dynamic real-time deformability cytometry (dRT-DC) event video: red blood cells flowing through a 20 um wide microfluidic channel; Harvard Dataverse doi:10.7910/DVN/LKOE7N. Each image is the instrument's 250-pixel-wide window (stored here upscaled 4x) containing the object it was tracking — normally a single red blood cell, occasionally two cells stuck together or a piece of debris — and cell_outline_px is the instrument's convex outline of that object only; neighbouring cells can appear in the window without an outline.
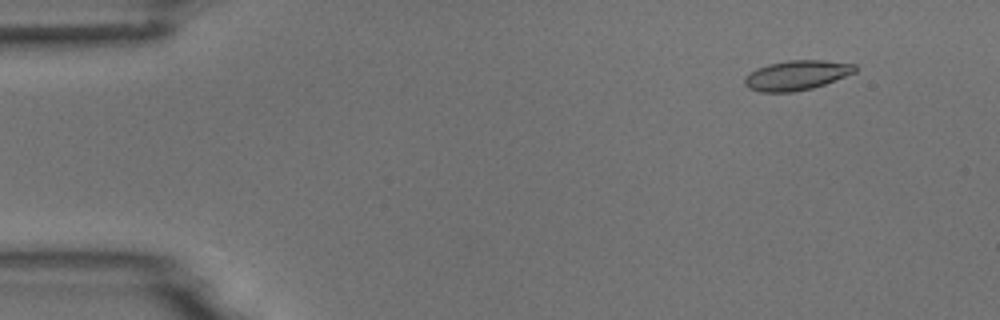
{"species": "common noctule bat (a hibernating species)", "species_latin": "Nyctalus noctula", "temperature_condition": "room temperature", "stored_images_in_passage": 4, "camera_frame_rate_fps": 3000, "um_per_image_px": 0.085, "animal": {"sex": "male", "body_mass_g": 18.8}, "frame": {"image": 1, "passage_image": 1, "time_ms": 0.0, "image_size_px": [1000, 320], "cell_outline_px": [[860, 68], [856, 72], [824, 84], [812, 88], [792, 92], [760, 92], [748, 88], [744, 84], [744, 76], [756, 68], [768, 64], [788, 60], [824, 60], [856, 64]], "centroid_in_image_um": [67.72, 6.39], "position_along_channel_um": 17.3, "area_um2": 19.31}}
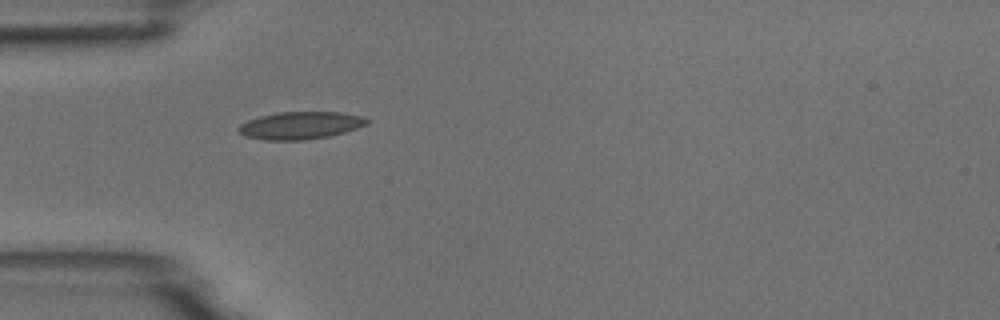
{"frame": {"image": 2, "passage_image": 4, "time_ms": 1.0, "image_size_px": [1000, 320], "cell_outline_px": [[372, 120], [368, 124], [344, 132], [328, 136], [304, 140], [268, 140], [244, 136], [236, 128], [240, 124], [248, 120], [260, 116], [276, 112], [340, 112], [364, 116]], "centroid_in_image_um": [25.55, 10.65], "position_along_channel_um": 59.4, "area_um2": 20.63}}